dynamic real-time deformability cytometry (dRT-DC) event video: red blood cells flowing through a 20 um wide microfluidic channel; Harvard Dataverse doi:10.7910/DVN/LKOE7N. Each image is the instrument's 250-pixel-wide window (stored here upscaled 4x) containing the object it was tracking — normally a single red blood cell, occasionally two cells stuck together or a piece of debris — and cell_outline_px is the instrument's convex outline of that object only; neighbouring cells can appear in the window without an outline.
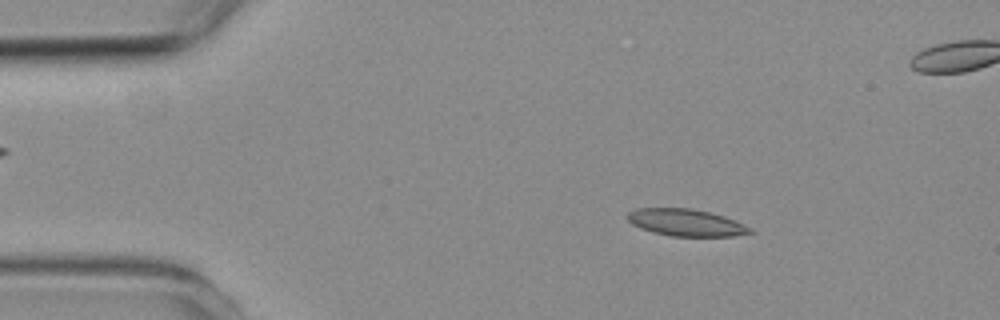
{"species": "common noctule bat (a hibernating species)", "species_latin": "Nyctalus noctula", "temperature_condition": "room temperature", "stored_images_in_passage": 5, "camera_frame_rate_fps": 3000, "um_per_image_px": 0.085, "animal": {"sex": "female", "body_mass_g": 19.3, "forearm_length_mm": 54.1}, "frame": {"image": 1, "passage_image": 1, "time_ms": 0.0, "image_size_px": [1000, 320], "cell_outline_px": [[756, 232], [732, 236], [672, 236], [652, 232], [640, 228], [632, 224], [624, 216], [628, 212], [636, 208], [692, 208], [724, 216], [744, 224], [752, 228]], "centroid_in_image_um": [58.29, 18.91], "position_along_channel_um": 26.7, "area_um2": 19.42}}
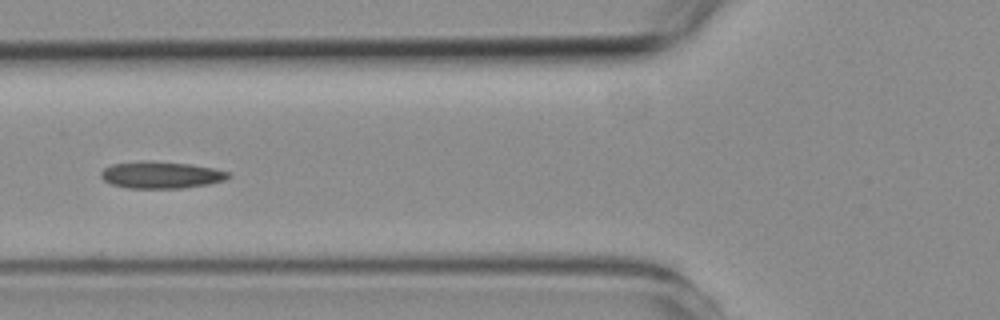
{"frame": {"image": 2, "passage_image": 4, "time_ms": 3.667, "image_size_px": [1000, 320], "cell_outline_px": [[232, 176], [224, 180], [208, 184], [184, 188], [128, 188], [112, 184], [104, 180], [100, 176], [100, 172], [104, 168], [112, 164], [144, 160], [148, 160], [192, 164], [216, 168], [228, 172]], "centroid_in_image_um": [13.7, 14.86], "position_along_channel_um": 112.1, "area_um2": 20.17}}
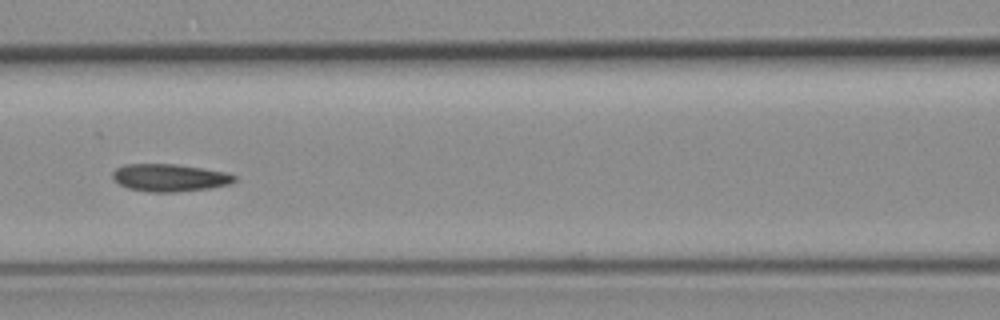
{"frame": {"image": 3, "passage_image": 5, "time_ms": 4.667, "image_size_px": [1000, 320], "cell_outline_px": [[236, 180], [228, 184], [208, 188], [176, 192], [148, 192], [128, 188], [112, 180], [112, 172], [116, 168], [124, 164], [176, 164], [228, 172], [236, 176]], "centroid_in_image_um": [14.39, 15.1], "position_along_channel_um": 152.2, "area_um2": 19.59}}